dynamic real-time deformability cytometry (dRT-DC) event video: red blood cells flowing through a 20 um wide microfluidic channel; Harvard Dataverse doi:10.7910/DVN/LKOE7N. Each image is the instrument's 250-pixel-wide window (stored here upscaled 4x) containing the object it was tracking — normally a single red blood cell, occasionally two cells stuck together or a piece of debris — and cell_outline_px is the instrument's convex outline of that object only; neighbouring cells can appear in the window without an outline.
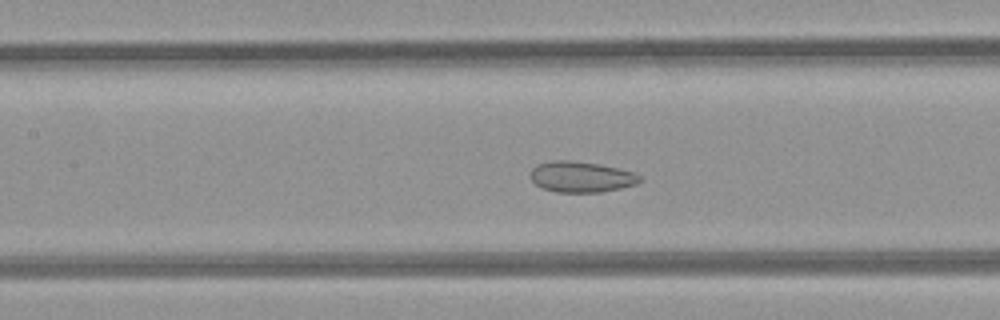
{"species": "common noctule bat (a hibernating species)", "species_latin": "Nyctalus noctula", "temperature_condition": "room temperature", "stored_images_in_passage": 51, "camera_frame_rate_fps": 3000, "um_per_image_px": 0.085, "animal": {"sex": "female", "body_mass_g": 21.9}, "frame": {"image": 1, "passage_image": 23, "time_ms": 7.333, "image_size_px": [1000, 320], "cell_outline_px": [[644, 180], [636, 184], [620, 188], [600, 192], [556, 192], [544, 188], [536, 184], [528, 176], [528, 172], [536, 164], [552, 160], [568, 160], [600, 164], [636, 172]], "centroid_in_image_um": [49.39, 15.02], "position_along_channel_um": 158.0, "area_um2": 19.88}}
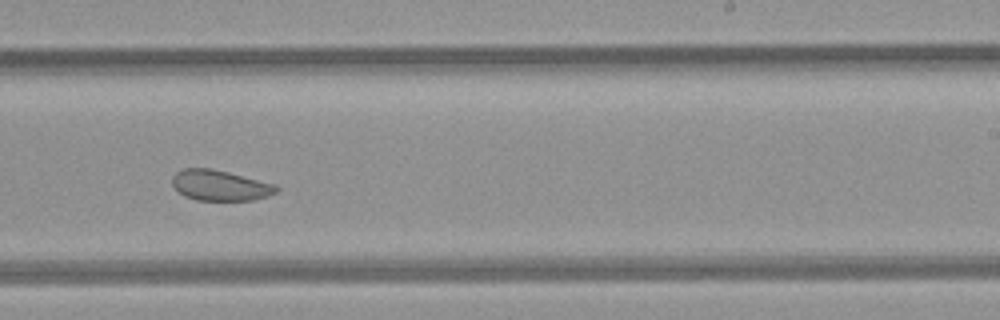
{"frame": {"image": 2, "passage_image": 31, "time_ms": 10.0, "image_size_px": [1000, 320], "cell_outline_px": [[280, 188], [276, 192], [268, 196], [252, 200], [196, 200], [184, 196], [172, 184], [172, 176], [176, 172], [184, 168], [212, 168], [276, 184]], "centroid_in_image_um": [18.71, 15.75], "position_along_channel_um": 270.3, "area_um2": 18.55}}
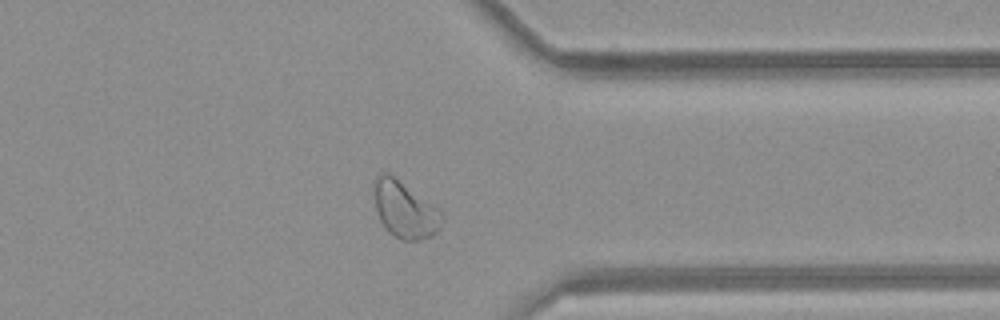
{"frame": {"image": 3, "passage_image": 39, "time_ms": 12.667, "image_size_px": [1000, 320], "cell_outline_px": [[444, 220], [440, 228], [432, 236], [420, 240], [404, 240], [388, 232], [384, 228], [376, 212], [376, 176], [380, 172], [388, 172], [444, 212]], "centroid_in_image_um": [34.46, 17.85], "position_along_channel_um": 376.9, "area_um2": 22.25}, "authors_computed_cell_mechanics": {"area_um2": 24.9118, "velocity_mm_per_s": 4.2251, "shape_relaxation_time_tau1_ms": null, "shape_relaxation_time_tau2_ms": 1.6186, "deformation_change_tau1": null, "deformation_change_tau2": 0.0708}}